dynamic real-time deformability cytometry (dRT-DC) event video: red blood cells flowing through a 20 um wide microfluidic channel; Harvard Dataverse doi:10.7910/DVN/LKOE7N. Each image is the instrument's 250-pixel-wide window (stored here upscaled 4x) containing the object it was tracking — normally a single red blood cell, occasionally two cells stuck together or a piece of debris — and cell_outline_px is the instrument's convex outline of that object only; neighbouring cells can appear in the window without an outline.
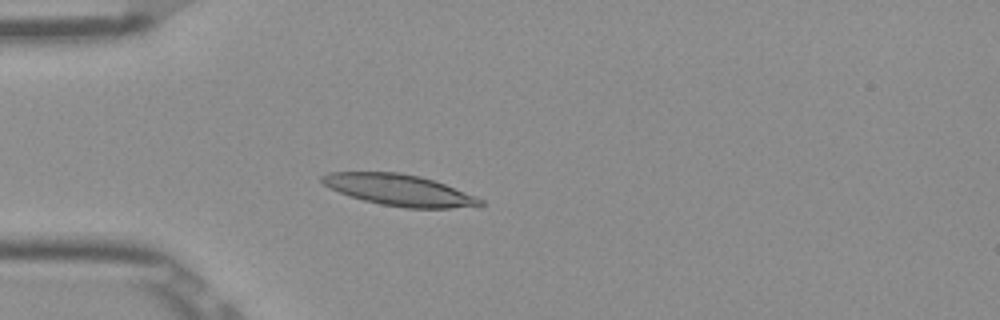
{"species": "Egyptian fruit bat (a non-hibernating species)", "species_latin": "Rousettus aegyptiacus", "temperature_condition": "room temperature", "stored_images_in_passage": 53, "camera_frame_rate_fps": 3000, "um_per_image_px": 0.085, "frame": {"image": 1, "passage_image": 15, "time_ms": 4.667, "image_size_px": [1000, 320], "cell_outline_px": [[484, 204], [480, 208], [408, 208], [380, 204], [364, 200], [328, 188], [320, 180], [320, 176], [328, 172], [400, 172], [420, 176], [444, 184], [476, 196], [484, 200]], "centroid_in_image_um": [33.99, 16.16], "position_along_channel_um": 51.0, "area_um2": 29.02}}
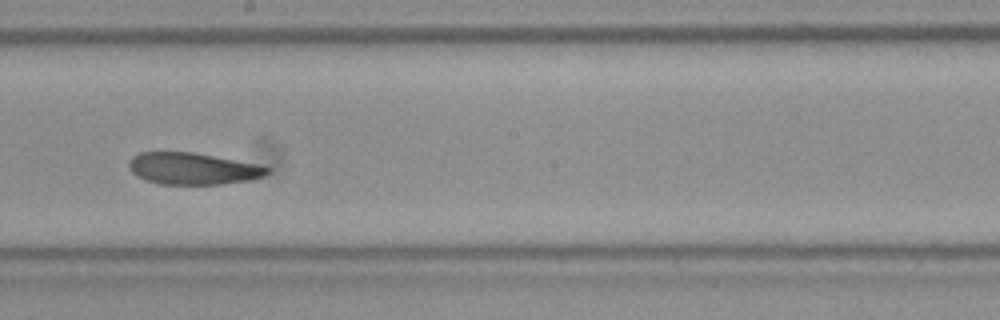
{"frame": {"image": 2, "passage_image": 30, "time_ms": 9.667, "image_size_px": [1000, 320], "cell_outline_px": [[272, 172], [264, 176], [248, 180], [220, 184], [160, 184], [136, 176], [128, 168], [128, 164], [132, 156], [140, 152], [192, 152], [260, 164], [272, 168]], "centroid_in_image_um": [16.42, 14.32], "position_along_channel_um": 231.8, "area_um2": 25.72}}
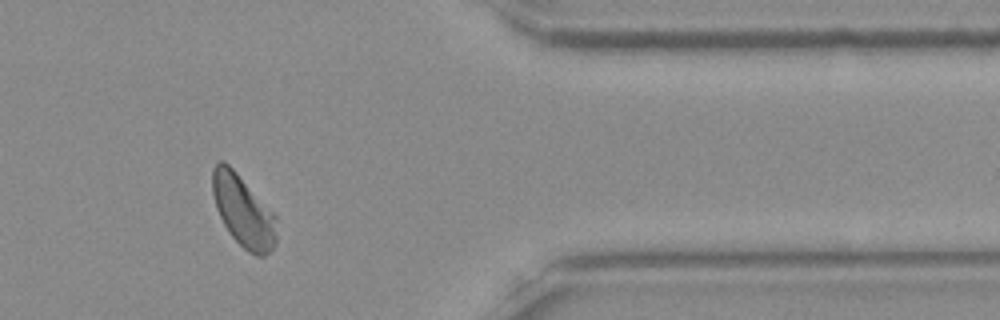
{"frame": {"image": 3, "passage_image": 44, "time_ms": 14.333, "image_size_px": [1000, 320], "cell_outline_px": [[276, 240], [272, 248], [264, 256], [256, 256], [248, 252], [228, 232], [216, 208], [212, 192], [212, 168], [220, 160], [224, 160], [236, 172], [276, 216]], "centroid_in_image_um": [20.65, 17.94], "position_along_channel_um": 390.8, "area_um2": 26.36}, "authors_computed_cell_mechanics": {"area_um2": 27.1082, "velocity_mm_per_s": 3.8582, "shape_relaxation_time_tau1_ms": 10.2415, "shape_relaxation_time_tau2_ms": 3.1552, "deformation_change_tau1": 0.1812, "deformation_change_tau2": 0.09}}